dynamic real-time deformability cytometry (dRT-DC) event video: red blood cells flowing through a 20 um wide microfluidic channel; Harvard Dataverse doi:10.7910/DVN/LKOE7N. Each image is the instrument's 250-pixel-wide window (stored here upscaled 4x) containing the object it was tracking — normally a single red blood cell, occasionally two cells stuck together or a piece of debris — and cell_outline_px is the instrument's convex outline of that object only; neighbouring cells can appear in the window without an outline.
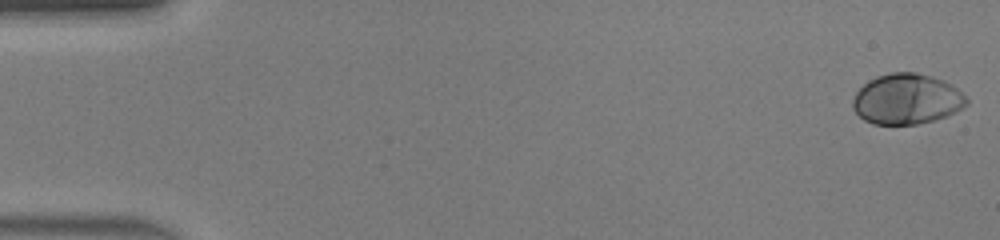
{"species": "human", "species_latin": "Homo sapiens", "temperature_condition": "warm", "stored_images_in_passage": 46, "camera_frame_rate_fps": 3000, "um_per_image_px": 0.085, "donor": {"sex": "male"}, "frame": {"image": 1, "passage_image": 1, "time_ms": 0.0, "image_size_px": [1000, 240], "cell_outline_px": [[968, 104], [944, 116], [932, 120], [916, 124], [872, 124], [864, 120], [852, 108], [852, 100], [856, 92], [868, 80], [876, 76], [892, 72], [916, 72], [932, 76], [944, 80], [952, 84], [968, 100]], "centroid_in_image_um": [77.03, 8.4], "position_along_channel_um": 8.0, "area_um2": 33.29}}
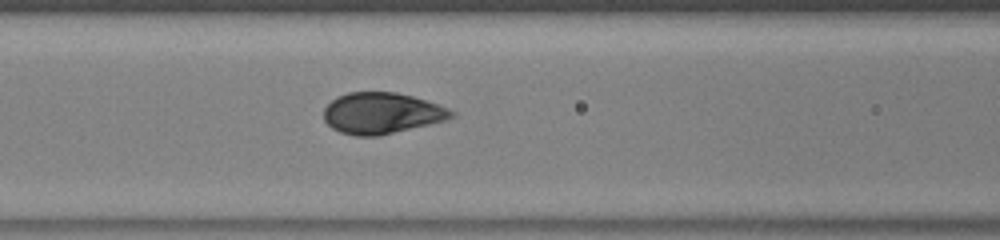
{"frame": {"image": 2, "passage_image": 20, "time_ms": 6.333, "image_size_px": [1000, 240], "cell_outline_px": [[456, 116], [444, 120], [380, 136], [356, 136], [340, 132], [332, 128], [324, 120], [324, 108], [336, 96], [348, 92], [396, 92], [412, 96], [448, 108], [456, 112]], "centroid_in_image_um": [32.42, 9.62], "position_along_channel_um": 134.2, "area_um2": 30.52}}
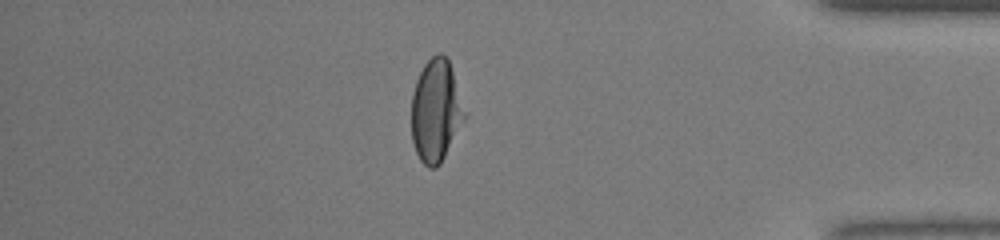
{"frame": {"image": 3, "passage_image": 40, "time_ms": 13.0, "image_size_px": [1000, 240], "cell_outline_px": [[468, 116], [440, 164], [436, 168], [428, 168], [420, 160], [416, 152], [412, 140], [412, 92], [416, 80], [424, 64], [436, 52], [440, 52], [448, 60], [468, 112]], "centroid_in_image_um": [37.08, 9.42], "position_along_channel_um": 398.1, "area_um2": 32.19}, "authors_computed_cell_mechanics": {"area_um2": 32.2235, "velocity_mm_per_s": 4.4633, "shape_relaxation_time_tau1_ms": 3.3556, "shape_relaxation_time_tau2_ms": null, "deformation_change_tau1": 0.1888, "deformation_change_tau2": null}}